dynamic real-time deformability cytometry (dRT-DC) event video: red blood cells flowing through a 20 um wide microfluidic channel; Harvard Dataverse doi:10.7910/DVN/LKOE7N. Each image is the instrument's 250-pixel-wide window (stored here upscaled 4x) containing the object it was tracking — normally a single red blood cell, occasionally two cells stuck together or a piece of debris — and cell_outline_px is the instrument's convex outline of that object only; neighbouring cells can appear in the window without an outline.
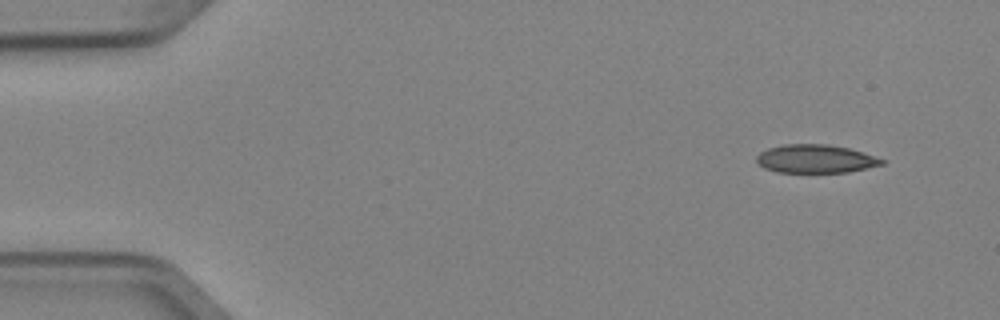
{"species": "Egyptian fruit bat (a non-hibernating species)", "species_latin": "Rousettus aegyptiacus", "temperature_condition": "cold", "stored_images_in_passage": 4, "camera_frame_rate_fps": 3000, "um_per_image_px": 0.085, "animal": {"sex": "female"}, "frame": {"image": 1, "passage_image": 1, "time_ms": 0.0, "image_size_px": [1000, 320], "cell_outline_px": [[888, 160], [884, 164], [848, 172], [776, 172], [764, 168], [756, 160], [756, 156], [760, 152], [768, 148], [784, 144], [828, 144], [848, 148]], "centroid_in_image_um": [69.33, 13.5], "position_along_channel_um": 15.7, "area_um2": 20.69}}
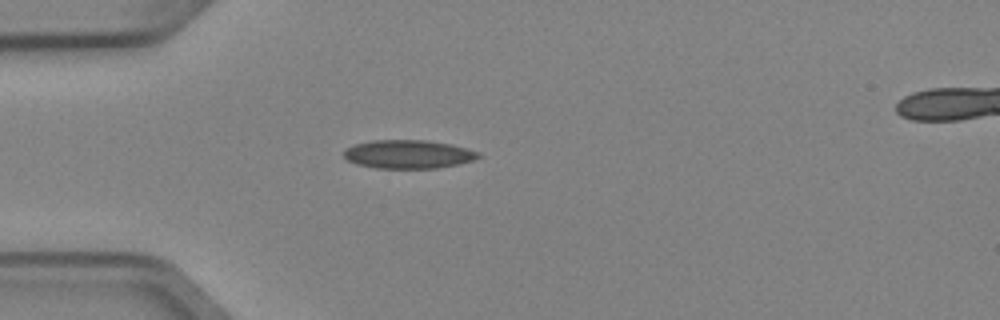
{"frame": {"image": 2, "passage_image": 4, "time_ms": 1.0, "image_size_px": [1000, 320], "cell_outline_px": [[480, 156], [472, 160], [460, 164], [436, 168], [376, 168], [356, 164], [348, 160], [344, 156], [344, 148], [356, 144], [372, 140], [428, 140], [452, 144], [480, 152]], "centroid_in_image_um": [34.71, 13.1], "position_along_channel_um": 50.3, "area_um2": 22.43}}